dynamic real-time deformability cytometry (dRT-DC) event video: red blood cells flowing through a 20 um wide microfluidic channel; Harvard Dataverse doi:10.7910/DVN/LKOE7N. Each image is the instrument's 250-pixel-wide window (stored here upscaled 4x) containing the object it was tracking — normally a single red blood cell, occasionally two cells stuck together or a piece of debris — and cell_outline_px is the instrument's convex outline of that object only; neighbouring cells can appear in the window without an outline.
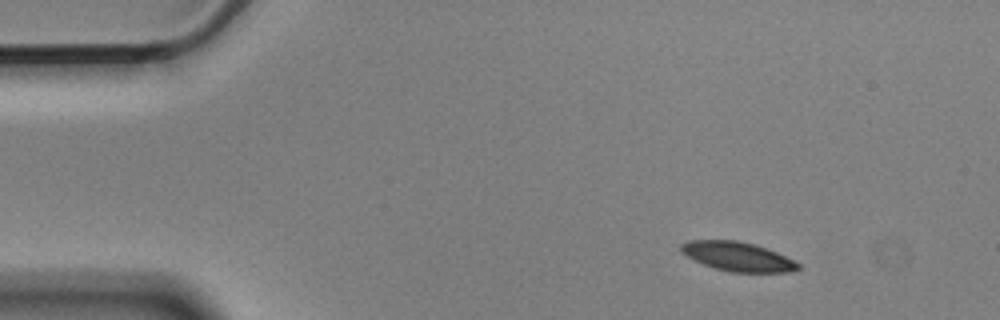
{"species": "Egyptian fruit bat (a non-hibernating species)", "species_latin": "Rousettus aegyptiacus", "temperature_condition": "cold", "stored_images_in_passage": 50, "camera_frame_rate_fps": 3000, "um_per_image_px": 0.085, "animal": {"sex": "male"}, "frame": {"image": 1, "passage_image": 1, "time_ms": 0.0, "image_size_px": [1000, 320], "cell_outline_px": [[800, 268], [792, 272], [732, 272], [716, 268], [704, 264], [680, 252], [680, 244], [688, 240], [736, 240], [756, 244], [776, 252], [800, 264]], "centroid_in_image_um": [62.69, 21.79], "position_along_channel_um": 22.3, "area_um2": 19.77}}
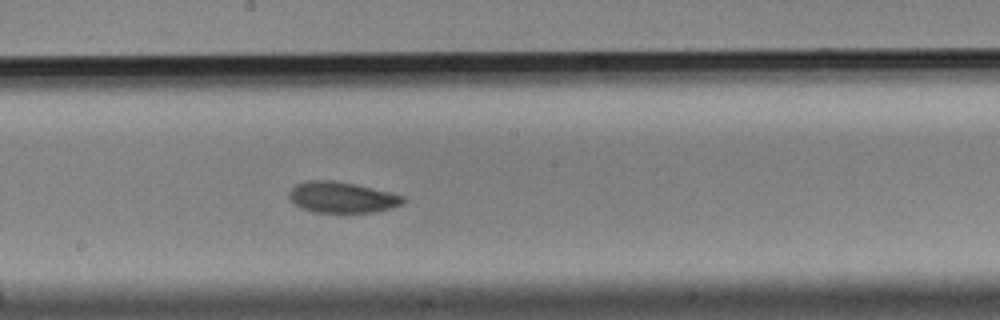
{"frame": {"image": 2, "passage_image": 24, "time_ms": 7.667, "image_size_px": [1000, 320], "cell_outline_px": [[404, 204], [392, 208], [376, 212], [312, 212], [300, 208], [288, 196], [288, 192], [296, 184], [308, 180], [336, 180], [356, 184], [404, 196]], "centroid_in_image_um": [29.06, 16.77], "position_along_channel_um": 219.1, "area_um2": 20.63}}
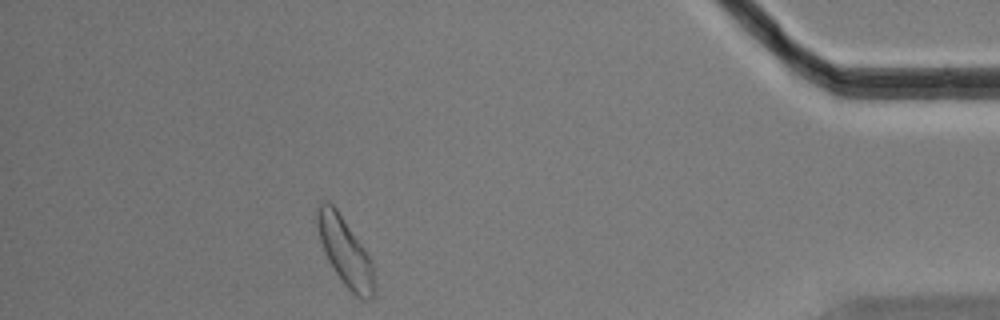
{"frame": {"image": 3, "passage_image": 44, "time_ms": 14.333, "image_size_px": [1000, 320], "cell_outline_px": [[376, 284], [372, 296], [368, 300], [364, 300], [356, 296], [344, 284], [328, 260], [324, 252], [320, 240], [316, 224], [316, 208], [320, 200], [328, 200], [336, 208], [364, 248], [372, 264]], "centroid_in_image_um": [29.31, 21.36], "position_along_channel_um": 405.9, "area_um2": 22.6}, "authors_computed_cell_mechanics": {"area_um2": 20.9814, "velocity_mm_per_s": 3.5459, "shape_relaxation_time_tau1_ms": 3.2968, "shape_relaxation_time_tau2_ms": 5.9286, "deformation_change_tau1": 0.0895, "deformation_change_tau2": 0.1075}}